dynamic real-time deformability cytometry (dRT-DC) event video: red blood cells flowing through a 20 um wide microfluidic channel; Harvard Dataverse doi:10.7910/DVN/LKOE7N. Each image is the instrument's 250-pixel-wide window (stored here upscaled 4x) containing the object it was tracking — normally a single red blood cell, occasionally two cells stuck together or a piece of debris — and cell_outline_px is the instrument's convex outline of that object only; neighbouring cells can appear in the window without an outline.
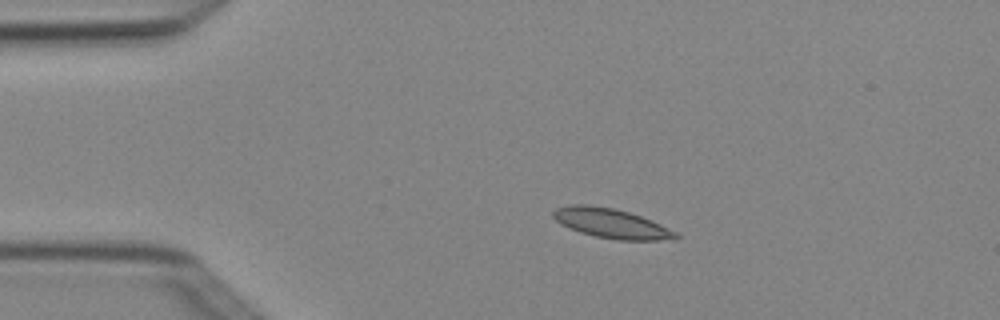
{"species": "Egyptian fruit bat (a non-hibernating species)", "species_latin": "Rousettus aegyptiacus", "temperature_condition": "cold", "stored_images_in_passage": 4, "camera_frame_rate_fps": 3000, "um_per_image_px": 0.085, "animal": {"sex": "female"}, "frame": {"image": 1, "passage_image": 3, "time_ms": 0.667, "image_size_px": [1000, 320], "cell_outline_px": [[680, 236], [676, 240], [616, 240], [596, 236], [580, 232], [560, 224], [552, 216], [552, 212], [556, 208], [572, 204], [588, 204], [612, 208], [628, 212], [652, 220], [676, 232]], "centroid_in_image_um": [51.97, 18.99], "position_along_channel_um": 33.0, "area_um2": 21.15}}